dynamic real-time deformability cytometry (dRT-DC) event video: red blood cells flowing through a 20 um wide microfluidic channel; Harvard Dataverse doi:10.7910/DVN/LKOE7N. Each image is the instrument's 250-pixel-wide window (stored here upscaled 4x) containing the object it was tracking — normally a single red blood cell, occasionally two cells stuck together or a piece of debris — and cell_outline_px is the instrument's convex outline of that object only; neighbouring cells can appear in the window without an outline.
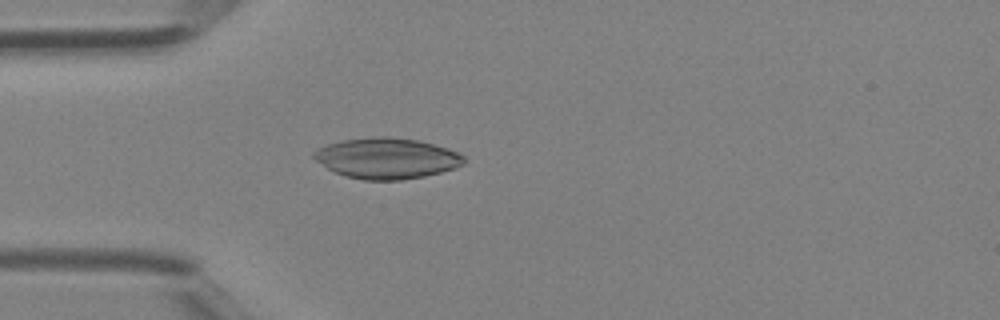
{"species": "Egyptian fruit bat (a non-hibernating species)", "species_latin": "Rousettus aegyptiacus", "temperature_condition": "room temperature", "stored_images_in_passage": 41, "camera_frame_rate_fps": 3000, "um_per_image_px": 0.085, "animal": {"sex": "female"}, "frame": {"image": 1, "passage_image": 11, "time_ms": 3.333, "image_size_px": [1000, 320], "cell_outline_px": [[464, 164], [456, 168], [424, 176], [400, 180], [364, 180], [348, 176], [336, 172], [328, 168], [316, 160], [312, 156], [312, 152], [328, 144], [344, 140], [380, 136], [388, 136], [420, 140], [448, 148], [464, 156]], "centroid_in_image_um": [32.9, 13.45], "position_along_channel_um": 52.1, "area_um2": 35.43}}
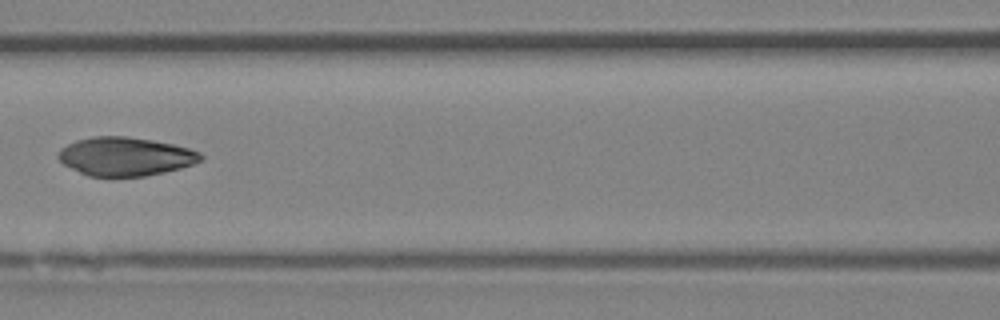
{"frame": {"image": 2, "passage_image": 18, "time_ms": 5.667, "image_size_px": [1000, 320], "cell_outline_px": [[204, 160], [180, 168], [164, 172], [144, 176], [88, 176], [64, 164], [56, 156], [60, 148], [76, 140], [92, 136], [128, 136], [152, 140], [172, 144], [188, 148], [200, 152], [204, 156]], "centroid_in_image_um": [10.66, 13.29], "position_along_channel_um": 155.9, "area_um2": 32.02}}
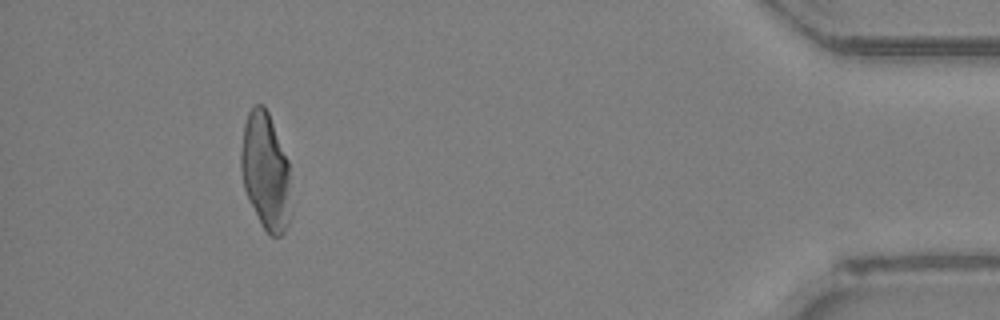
{"frame": {"image": 3, "passage_image": 38, "time_ms": 12.333, "image_size_px": [1000, 320], "cell_outline_px": [[288, 224], [284, 232], [280, 236], [272, 236], [260, 224], [248, 200], [244, 188], [240, 168], [240, 148], [244, 124], [248, 112], [256, 104], [264, 104], [268, 112], [288, 160]], "centroid_in_image_um": [22.52, 14.53], "position_along_channel_um": 412.7, "area_um2": 33.7}}